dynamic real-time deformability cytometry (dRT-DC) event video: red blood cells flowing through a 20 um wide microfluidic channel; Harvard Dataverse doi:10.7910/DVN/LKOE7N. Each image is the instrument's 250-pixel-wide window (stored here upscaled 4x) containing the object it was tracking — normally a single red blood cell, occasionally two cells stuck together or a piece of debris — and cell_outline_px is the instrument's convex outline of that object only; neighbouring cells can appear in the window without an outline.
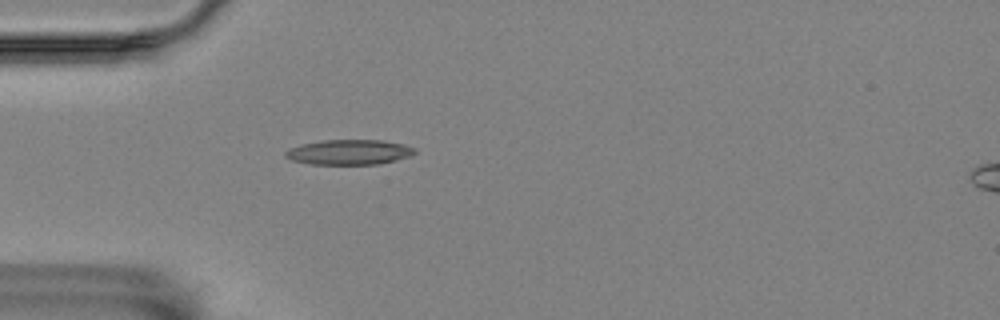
{"species": "Egyptian fruit bat (a non-hibernating species)", "species_latin": "Rousettus aegyptiacus", "temperature_condition": "room temperature", "stored_images_in_passage": 15, "camera_frame_rate_fps": 3000, "um_per_image_px": 0.085, "animal": {"sex": "female"}, "frame": {"image": 1, "passage_image": 1, "time_ms": 0.0, "image_size_px": [1000, 320], "cell_outline_px": [[416, 152], [408, 156], [396, 160], [380, 164], [312, 164], [292, 160], [284, 156], [284, 152], [288, 148], [300, 144], [324, 140], [380, 140], [404, 144], [416, 148]], "centroid_in_image_um": [29.65, 12.93], "position_along_channel_um": 55.3, "area_um2": 18.9}}
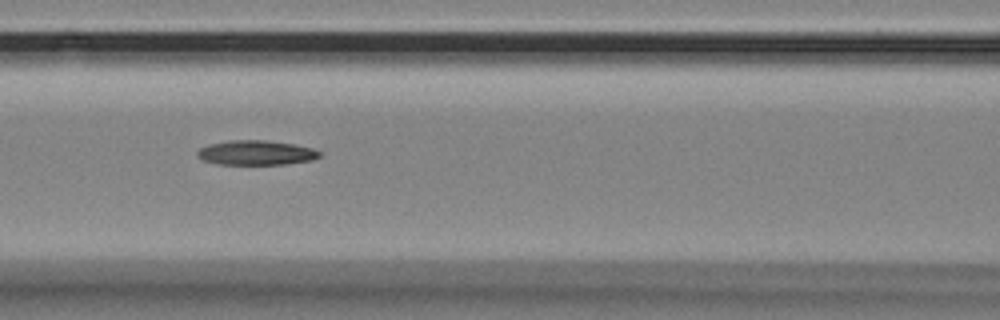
{"frame": {"image": 2, "passage_image": 9, "time_ms": 2.667, "image_size_px": [1000, 320], "cell_outline_px": [[320, 156], [312, 160], [284, 164], [216, 164], [204, 160], [196, 156], [196, 152], [200, 148], [208, 144], [228, 140], [264, 140], [292, 144], [312, 148], [320, 152]], "centroid_in_image_um": [21.72, 12.98], "position_along_channel_um": 144.9, "area_um2": 17.46}}
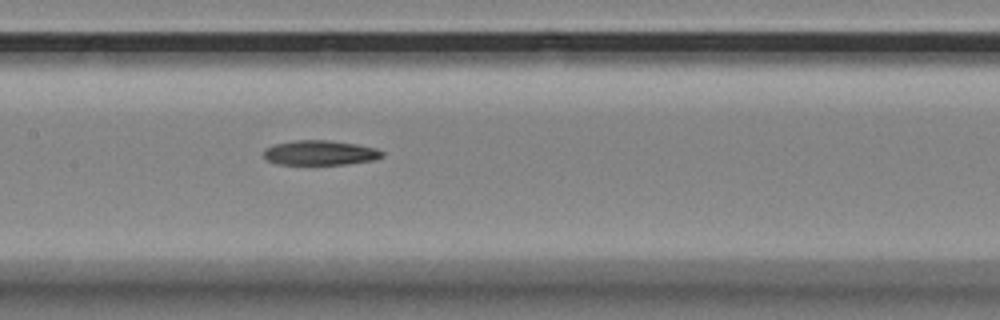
{"frame": {"image": 3, "passage_image": 12, "time_ms": 3.667, "image_size_px": [1000, 320], "cell_outline_px": [[384, 156], [372, 160], [344, 164], [276, 164], [268, 160], [264, 156], [264, 148], [272, 144], [292, 140], [332, 140], [356, 144], [376, 148], [384, 152]], "centroid_in_image_um": [27.18, 12.97], "position_along_channel_um": 180.2, "area_um2": 17.17}}